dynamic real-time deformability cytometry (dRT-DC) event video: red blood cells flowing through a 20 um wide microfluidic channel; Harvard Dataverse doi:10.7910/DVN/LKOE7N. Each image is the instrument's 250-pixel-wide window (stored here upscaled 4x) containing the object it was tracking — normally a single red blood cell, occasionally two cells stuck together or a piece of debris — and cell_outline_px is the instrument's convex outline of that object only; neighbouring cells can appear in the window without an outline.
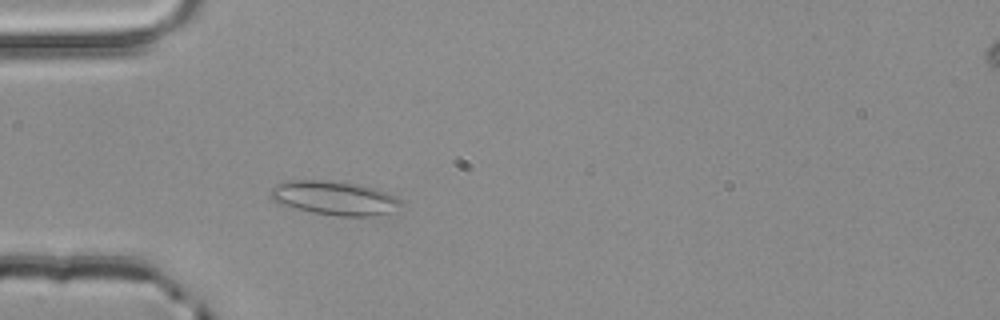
{"species": "common noctule bat (a hibernating species)", "species_latin": "Nyctalus noctula", "temperature_condition": "room temperature", "stored_images_in_passage": 3, "camera_frame_rate_fps": 3000, "um_per_image_px": 0.085, "animal": {"sex": "male", "body_mass_g": 20.4}, "frame": {"image": 1, "passage_image": 2, "time_ms": 0.333, "image_size_px": [1000, 320], "cell_outline_px": [[404, 204], [392, 212], [372, 216], [336, 216], [312, 212], [292, 208], [280, 204], [272, 200], [268, 196], [268, 192], [272, 188], [280, 184], [292, 180], [324, 180], [360, 184], [376, 188], [388, 192], [404, 200]], "centroid_in_image_um": [28.47, 16.84], "position_along_channel_um": 56.5, "area_um2": 26.24}}